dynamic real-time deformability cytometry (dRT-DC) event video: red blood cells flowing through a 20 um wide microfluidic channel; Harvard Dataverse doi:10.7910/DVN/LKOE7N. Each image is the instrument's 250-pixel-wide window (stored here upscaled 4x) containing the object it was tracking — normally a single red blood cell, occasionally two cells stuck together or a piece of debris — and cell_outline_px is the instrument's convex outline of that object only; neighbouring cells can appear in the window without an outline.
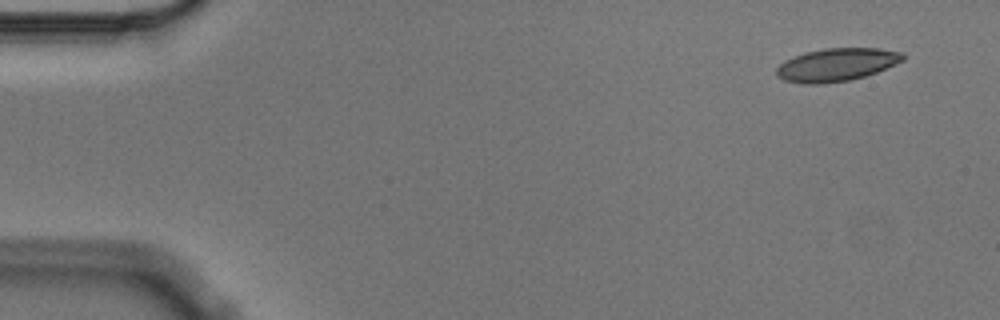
{"species": "Egyptian fruit bat (a non-hibernating species)", "species_latin": "Rousettus aegyptiacus", "temperature_condition": "cold", "stored_images_in_passage": 7, "camera_frame_rate_fps": 3000, "um_per_image_px": 0.085, "animal": {"sex": "male"}, "frame": {"image": 1, "passage_image": 1, "time_ms": 0.0, "image_size_px": [1000, 320], "cell_outline_px": [[904, 60], [876, 72], [864, 76], [848, 80], [820, 84], [804, 84], [784, 80], [776, 76], [776, 68], [784, 60], [804, 52], [824, 48], [880, 48], [904, 52]], "centroid_in_image_um": [71.09, 5.49], "position_along_channel_um": 13.9, "area_um2": 24.33}}
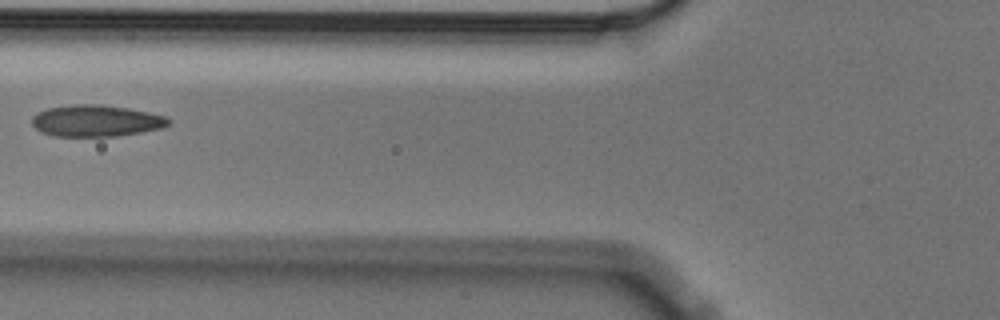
{"frame": {"image": 2, "passage_image": 6, "time_ms": 1.667, "image_size_px": [1000, 320], "cell_outline_px": [[172, 120], [164, 128], [116, 136], [56, 136], [40, 132], [32, 124], [32, 116], [36, 112], [48, 108], [72, 104], [100, 104], [128, 108], [168, 116]], "centroid_in_image_um": [8.18, 10.26], "position_along_channel_um": 117.6, "area_um2": 25.32}}
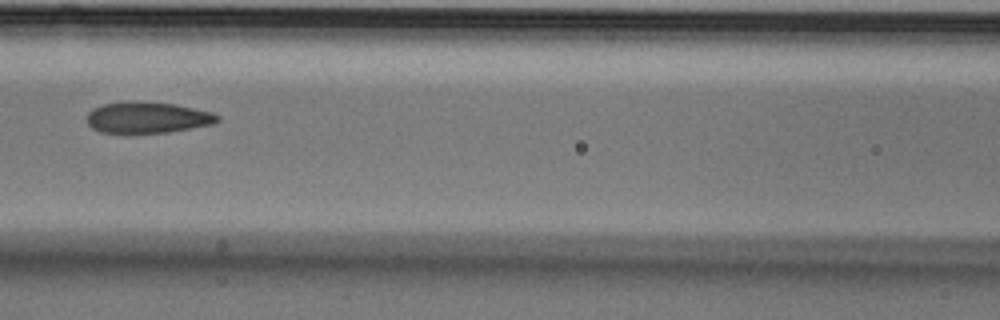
{"frame": {"image": 3, "passage_image": 7, "time_ms": 2.0, "image_size_px": [1000, 320], "cell_outline_px": [[220, 120], [212, 124], [168, 132], [132, 136], [124, 136], [100, 132], [92, 128], [88, 124], [88, 112], [92, 108], [104, 104], [128, 100], [136, 100], [176, 104], [212, 112], [220, 116]], "centroid_in_image_um": [12.48, 10.02], "position_along_channel_um": 154.1, "area_um2": 24.85}}